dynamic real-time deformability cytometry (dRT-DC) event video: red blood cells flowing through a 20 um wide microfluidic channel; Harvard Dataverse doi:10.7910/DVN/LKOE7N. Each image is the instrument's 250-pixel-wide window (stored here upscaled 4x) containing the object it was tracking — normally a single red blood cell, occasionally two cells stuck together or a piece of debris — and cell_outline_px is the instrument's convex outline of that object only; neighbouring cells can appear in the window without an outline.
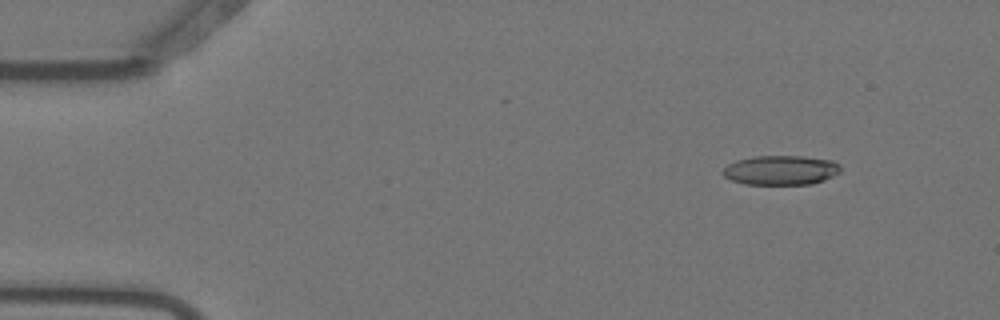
{"species": "Egyptian fruit bat (a non-hibernating species)", "species_latin": "Rousettus aegyptiacus", "temperature_condition": "warm", "stored_images_in_passage": 4, "camera_frame_rate_fps": 3000, "um_per_image_px": 0.085, "animal": {"sex": "female"}, "frame": {"image": 1, "passage_image": 2, "time_ms": 0.333, "image_size_px": [1000, 320], "cell_outline_px": [[840, 172], [824, 180], [812, 184], [744, 184], [732, 180], [724, 176], [720, 172], [728, 164], [736, 160], [756, 156], [804, 156], [832, 160], [840, 164]], "centroid_in_image_um": [66.37, 14.46], "position_along_channel_um": 18.6, "area_um2": 20.29}}